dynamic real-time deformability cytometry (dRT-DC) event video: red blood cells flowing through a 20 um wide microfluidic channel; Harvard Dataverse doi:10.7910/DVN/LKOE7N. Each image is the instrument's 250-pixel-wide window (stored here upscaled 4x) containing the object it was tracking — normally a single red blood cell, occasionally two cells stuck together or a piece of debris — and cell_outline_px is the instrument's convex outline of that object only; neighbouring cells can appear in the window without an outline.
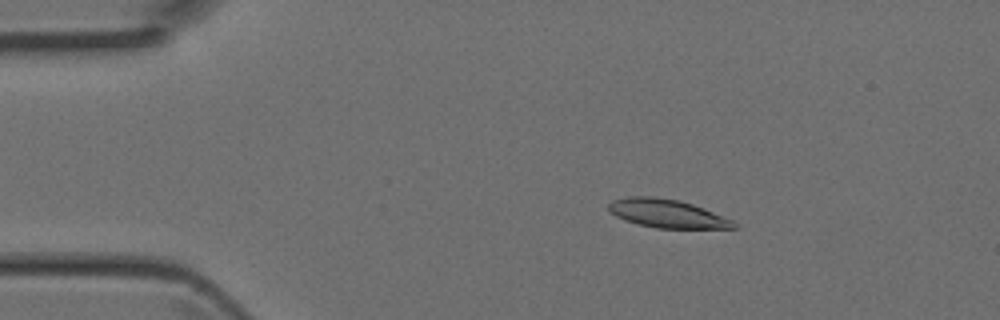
{"species": "Egyptian fruit bat (a non-hibernating species)", "species_latin": "Rousettus aegyptiacus", "temperature_condition": "room temperature", "stored_images_in_passage": 4, "camera_frame_rate_fps": 3000, "um_per_image_px": 0.085, "animal": {"sex": "female"}, "frame": {"image": 1, "passage_image": 3, "time_ms": 0.667, "image_size_px": [1000, 320], "cell_outline_px": [[740, 228], [656, 228], [636, 224], [624, 220], [616, 216], [608, 208], [608, 204], [612, 200], [628, 196], [656, 196], [680, 200], [704, 208], [732, 220]], "centroid_in_image_um": [56.69, 18.14], "position_along_channel_um": 28.3, "area_um2": 20.81}}
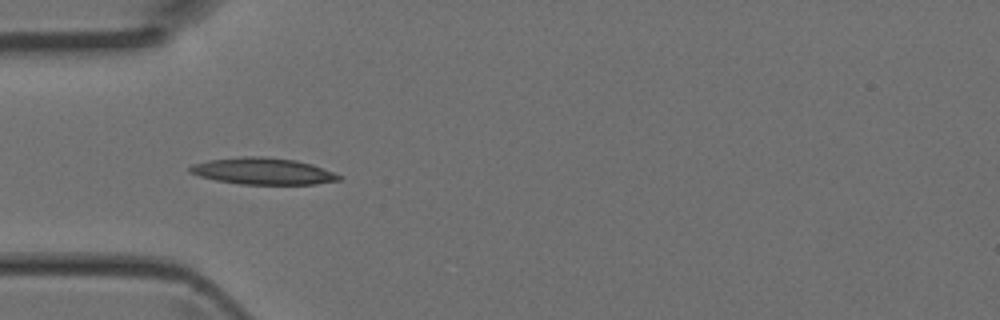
{"frame": {"image": 2, "passage_image": 4, "time_ms": 1.0, "image_size_px": [1000, 320], "cell_outline_px": [[344, 176], [340, 180], [316, 184], [240, 184], [216, 180], [200, 176], [188, 172], [188, 168], [192, 164], [208, 160], [240, 156], [264, 156], [296, 160], [312, 164]], "centroid_in_image_um": [22.35, 14.54], "position_along_channel_um": 62.7, "area_um2": 23.29}}